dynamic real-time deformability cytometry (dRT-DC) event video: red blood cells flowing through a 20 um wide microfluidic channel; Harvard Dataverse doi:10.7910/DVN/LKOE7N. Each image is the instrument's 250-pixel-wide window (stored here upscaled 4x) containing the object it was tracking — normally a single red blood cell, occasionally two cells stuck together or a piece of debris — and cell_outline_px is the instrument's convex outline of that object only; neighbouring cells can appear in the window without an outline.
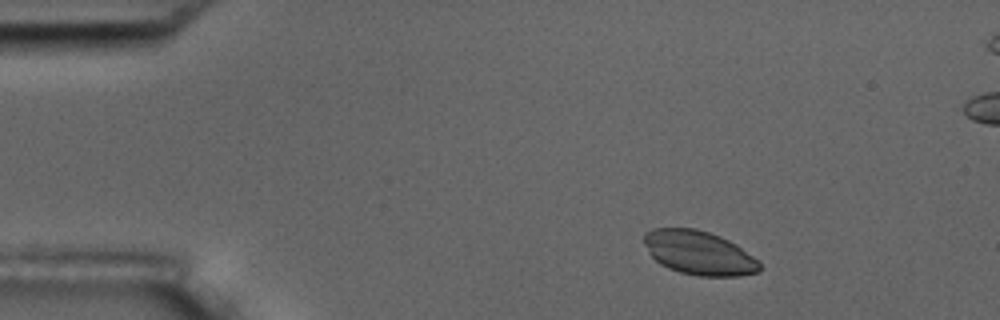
{"species": "common noctule bat (a hibernating species)", "species_latin": "Nyctalus noctula", "temperature_condition": "room temperature", "stored_images_in_passage": 4, "camera_frame_rate_fps": 3000, "um_per_image_px": 0.085, "animal": {"sex": "male", "body_mass_g": 17.5, "forearm_length_mm": 52.3}, "frame": {"image": 1, "passage_image": 1, "time_ms": 0.0, "image_size_px": [1000, 320], "cell_outline_px": [[760, 272], [740, 276], [696, 276], [680, 272], [668, 268], [660, 264], [648, 252], [644, 244], [644, 232], [652, 228], [696, 228], [720, 236], [736, 244], [752, 256], [760, 264]], "centroid_in_image_um": [59.39, 21.49], "position_along_channel_um": 25.6, "area_um2": 29.65}}